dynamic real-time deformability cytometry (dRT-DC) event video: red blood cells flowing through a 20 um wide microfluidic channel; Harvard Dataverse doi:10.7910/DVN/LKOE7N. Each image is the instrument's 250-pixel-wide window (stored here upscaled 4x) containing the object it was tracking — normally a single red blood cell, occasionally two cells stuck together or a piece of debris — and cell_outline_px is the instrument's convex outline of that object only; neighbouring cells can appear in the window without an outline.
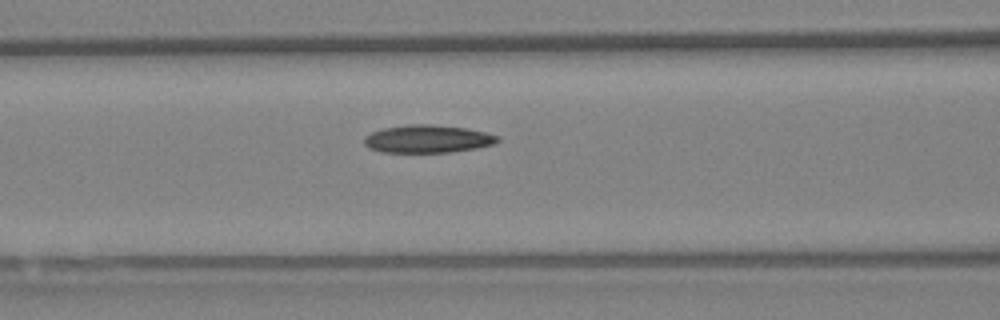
{"species": "Egyptian fruit bat (a non-hibernating species)", "species_latin": "Rousettus aegyptiacus", "temperature_condition": "warm", "stored_images_in_passage": 31, "camera_frame_rate_fps": 3000, "um_per_image_px": 0.085, "animal": {"sex": "female"}, "frame": {"image": 1, "passage_image": 14, "time_ms": 4.333, "image_size_px": [1000, 320], "cell_outline_px": [[500, 140], [492, 144], [476, 148], [452, 152], [380, 152], [368, 148], [364, 144], [364, 136], [372, 132], [384, 128], [408, 124], [432, 124], [464, 128], [484, 132], [500, 136]], "centroid_in_image_um": [36.32, 11.81], "position_along_channel_um": 130.3, "area_um2": 21.62}}